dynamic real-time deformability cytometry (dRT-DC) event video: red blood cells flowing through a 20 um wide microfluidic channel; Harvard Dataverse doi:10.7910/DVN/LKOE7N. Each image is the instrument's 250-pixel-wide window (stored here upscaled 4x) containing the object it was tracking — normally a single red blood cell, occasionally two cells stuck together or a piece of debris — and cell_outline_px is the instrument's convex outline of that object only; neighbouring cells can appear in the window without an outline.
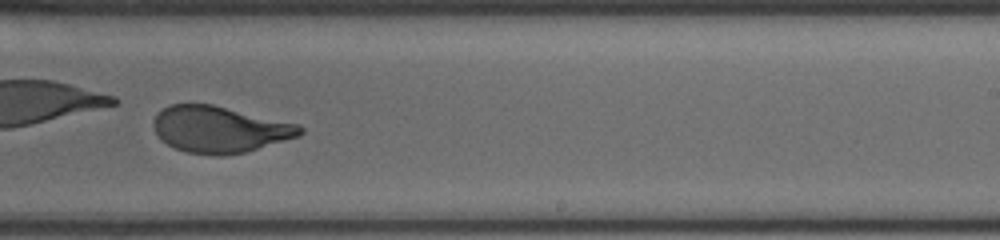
{"species": "human", "species_latin": "Homo sapiens", "temperature_condition": "cold", "stored_images_in_passage": 33, "camera_frame_rate_fps": 3000, "um_per_image_px": 0.085, "donor": {"sex": "male"}, "frame": {"image": 1, "passage_image": 19, "time_ms": 6.0, "image_size_px": [1000, 240], "cell_outline_px": [[304, 132], [300, 136], [244, 152], [224, 156], [216, 156], [188, 152], [176, 148], [160, 140], [152, 124], [152, 120], [164, 108], [172, 104], [212, 104], [300, 124], [304, 128]], "centroid_in_image_um": [18.69, 11.0], "position_along_channel_um": 270.3, "area_um2": 39.65}, "authors_computed_cell_mechanics": {"area_um2": 40.171, "velocity_mm_per_s": 3.5934, "shape_relaxation_time_tau1_ms": 4.2665, "shape_relaxation_time_tau2_ms": null, "deformation_change_tau1": 0.1955, "deformation_change_tau2": null}}